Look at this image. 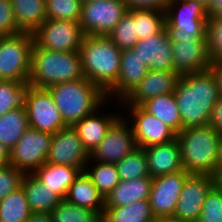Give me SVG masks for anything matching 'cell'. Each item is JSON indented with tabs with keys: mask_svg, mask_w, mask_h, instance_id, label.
<instances>
[{
	"mask_svg": "<svg viewBox=\"0 0 222 222\" xmlns=\"http://www.w3.org/2000/svg\"><path fill=\"white\" fill-rule=\"evenodd\" d=\"M148 161V170L152 178L173 174L184 170L180 147L177 139L143 148Z\"/></svg>",
	"mask_w": 222,
	"mask_h": 222,
	"instance_id": "obj_21",
	"label": "cell"
},
{
	"mask_svg": "<svg viewBox=\"0 0 222 222\" xmlns=\"http://www.w3.org/2000/svg\"><path fill=\"white\" fill-rule=\"evenodd\" d=\"M195 1L198 2L199 4H201L206 9H208L212 0H195Z\"/></svg>",
	"mask_w": 222,
	"mask_h": 222,
	"instance_id": "obj_52",
	"label": "cell"
},
{
	"mask_svg": "<svg viewBox=\"0 0 222 222\" xmlns=\"http://www.w3.org/2000/svg\"><path fill=\"white\" fill-rule=\"evenodd\" d=\"M89 153L73 126H66L52 136L47 163L67 165L84 172Z\"/></svg>",
	"mask_w": 222,
	"mask_h": 222,
	"instance_id": "obj_15",
	"label": "cell"
},
{
	"mask_svg": "<svg viewBox=\"0 0 222 222\" xmlns=\"http://www.w3.org/2000/svg\"><path fill=\"white\" fill-rule=\"evenodd\" d=\"M103 217L106 222H154L156 219L148 200L122 207H104Z\"/></svg>",
	"mask_w": 222,
	"mask_h": 222,
	"instance_id": "obj_30",
	"label": "cell"
},
{
	"mask_svg": "<svg viewBox=\"0 0 222 222\" xmlns=\"http://www.w3.org/2000/svg\"><path fill=\"white\" fill-rule=\"evenodd\" d=\"M170 0H125L128 10L154 9L165 11Z\"/></svg>",
	"mask_w": 222,
	"mask_h": 222,
	"instance_id": "obj_43",
	"label": "cell"
},
{
	"mask_svg": "<svg viewBox=\"0 0 222 222\" xmlns=\"http://www.w3.org/2000/svg\"><path fill=\"white\" fill-rule=\"evenodd\" d=\"M54 222H93L99 215L90 209L80 207L62 199L51 211Z\"/></svg>",
	"mask_w": 222,
	"mask_h": 222,
	"instance_id": "obj_37",
	"label": "cell"
},
{
	"mask_svg": "<svg viewBox=\"0 0 222 222\" xmlns=\"http://www.w3.org/2000/svg\"><path fill=\"white\" fill-rule=\"evenodd\" d=\"M52 136L29 127L10 150V164L24 173H33L46 162Z\"/></svg>",
	"mask_w": 222,
	"mask_h": 222,
	"instance_id": "obj_10",
	"label": "cell"
},
{
	"mask_svg": "<svg viewBox=\"0 0 222 222\" xmlns=\"http://www.w3.org/2000/svg\"><path fill=\"white\" fill-rule=\"evenodd\" d=\"M47 89L67 126H73L97 109L101 111L109 102L106 94L86 77L58 83Z\"/></svg>",
	"mask_w": 222,
	"mask_h": 222,
	"instance_id": "obj_4",
	"label": "cell"
},
{
	"mask_svg": "<svg viewBox=\"0 0 222 222\" xmlns=\"http://www.w3.org/2000/svg\"><path fill=\"white\" fill-rule=\"evenodd\" d=\"M23 190L32 213H51L62 198L40 182L33 173H25L22 179Z\"/></svg>",
	"mask_w": 222,
	"mask_h": 222,
	"instance_id": "obj_24",
	"label": "cell"
},
{
	"mask_svg": "<svg viewBox=\"0 0 222 222\" xmlns=\"http://www.w3.org/2000/svg\"><path fill=\"white\" fill-rule=\"evenodd\" d=\"M172 43L173 68L178 75L206 71L211 65L206 38L184 39Z\"/></svg>",
	"mask_w": 222,
	"mask_h": 222,
	"instance_id": "obj_17",
	"label": "cell"
},
{
	"mask_svg": "<svg viewBox=\"0 0 222 222\" xmlns=\"http://www.w3.org/2000/svg\"><path fill=\"white\" fill-rule=\"evenodd\" d=\"M125 0H97L82 4L80 26L85 35L108 36L127 13Z\"/></svg>",
	"mask_w": 222,
	"mask_h": 222,
	"instance_id": "obj_9",
	"label": "cell"
},
{
	"mask_svg": "<svg viewBox=\"0 0 222 222\" xmlns=\"http://www.w3.org/2000/svg\"><path fill=\"white\" fill-rule=\"evenodd\" d=\"M208 125L222 135V97L214 105Z\"/></svg>",
	"mask_w": 222,
	"mask_h": 222,
	"instance_id": "obj_44",
	"label": "cell"
},
{
	"mask_svg": "<svg viewBox=\"0 0 222 222\" xmlns=\"http://www.w3.org/2000/svg\"><path fill=\"white\" fill-rule=\"evenodd\" d=\"M132 129L138 148H146L173 141L176 133L160 119L145 111L140 105L128 106Z\"/></svg>",
	"mask_w": 222,
	"mask_h": 222,
	"instance_id": "obj_16",
	"label": "cell"
},
{
	"mask_svg": "<svg viewBox=\"0 0 222 222\" xmlns=\"http://www.w3.org/2000/svg\"><path fill=\"white\" fill-rule=\"evenodd\" d=\"M138 40L153 36L165 28L166 12L154 9H133Z\"/></svg>",
	"mask_w": 222,
	"mask_h": 222,
	"instance_id": "obj_34",
	"label": "cell"
},
{
	"mask_svg": "<svg viewBox=\"0 0 222 222\" xmlns=\"http://www.w3.org/2000/svg\"><path fill=\"white\" fill-rule=\"evenodd\" d=\"M122 115L107 130L105 137L91 151V161L117 163L132 153L137 147L131 123ZM130 124V125H129Z\"/></svg>",
	"mask_w": 222,
	"mask_h": 222,
	"instance_id": "obj_11",
	"label": "cell"
},
{
	"mask_svg": "<svg viewBox=\"0 0 222 222\" xmlns=\"http://www.w3.org/2000/svg\"><path fill=\"white\" fill-rule=\"evenodd\" d=\"M187 175L181 170L153 178L148 201L155 218L173 217Z\"/></svg>",
	"mask_w": 222,
	"mask_h": 222,
	"instance_id": "obj_14",
	"label": "cell"
},
{
	"mask_svg": "<svg viewBox=\"0 0 222 222\" xmlns=\"http://www.w3.org/2000/svg\"><path fill=\"white\" fill-rule=\"evenodd\" d=\"M24 174L11 164L0 166V201L21 187Z\"/></svg>",
	"mask_w": 222,
	"mask_h": 222,
	"instance_id": "obj_41",
	"label": "cell"
},
{
	"mask_svg": "<svg viewBox=\"0 0 222 222\" xmlns=\"http://www.w3.org/2000/svg\"><path fill=\"white\" fill-rule=\"evenodd\" d=\"M34 42L43 49L79 52L85 34L79 21L47 19L33 33Z\"/></svg>",
	"mask_w": 222,
	"mask_h": 222,
	"instance_id": "obj_8",
	"label": "cell"
},
{
	"mask_svg": "<svg viewBox=\"0 0 222 222\" xmlns=\"http://www.w3.org/2000/svg\"><path fill=\"white\" fill-rule=\"evenodd\" d=\"M133 49L149 70L174 71L172 43L166 28L153 36L140 39Z\"/></svg>",
	"mask_w": 222,
	"mask_h": 222,
	"instance_id": "obj_18",
	"label": "cell"
},
{
	"mask_svg": "<svg viewBox=\"0 0 222 222\" xmlns=\"http://www.w3.org/2000/svg\"><path fill=\"white\" fill-rule=\"evenodd\" d=\"M93 222H106L103 215H99Z\"/></svg>",
	"mask_w": 222,
	"mask_h": 222,
	"instance_id": "obj_53",
	"label": "cell"
},
{
	"mask_svg": "<svg viewBox=\"0 0 222 222\" xmlns=\"http://www.w3.org/2000/svg\"><path fill=\"white\" fill-rule=\"evenodd\" d=\"M176 139L188 174L215 176L218 173L221 135L214 128L205 125L182 129Z\"/></svg>",
	"mask_w": 222,
	"mask_h": 222,
	"instance_id": "obj_2",
	"label": "cell"
},
{
	"mask_svg": "<svg viewBox=\"0 0 222 222\" xmlns=\"http://www.w3.org/2000/svg\"><path fill=\"white\" fill-rule=\"evenodd\" d=\"M208 70L213 74L220 97H222V62H211Z\"/></svg>",
	"mask_w": 222,
	"mask_h": 222,
	"instance_id": "obj_45",
	"label": "cell"
},
{
	"mask_svg": "<svg viewBox=\"0 0 222 222\" xmlns=\"http://www.w3.org/2000/svg\"><path fill=\"white\" fill-rule=\"evenodd\" d=\"M81 10V0H46L47 19L79 21Z\"/></svg>",
	"mask_w": 222,
	"mask_h": 222,
	"instance_id": "obj_38",
	"label": "cell"
},
{
	"mask_svg": "<svg viewBox=\"0 0 222 222\" xmlns=\"http://www.w3.org/2000/svg\"><path fill=\"white\" fill-rule=\"evenodd\" d=\"M154 222H180L173 218H156Z\"/></svg>",
	"mask_w": 222,
	"mask_h": 222,
	"instance_id": "obj_51",
	"label": "cell"
},
{
	"mask_svg": "<svg viewBox=\"0 0 222 222\" xmlns=\"http://www.w3.org/2000/svg\"><path fill=\"white\" fill-rule=\"evenodd\" d=\"M84 78L79 52L46 50L35 42L31 50L28 83L39 88Z\"/></svg>",
	"mask_w": 222,
	"mask_h": 222,
	"instance_id": "obj_5",
	"label": "cell"
},
{
	"mask_svg": "<svg viewBox=\"0 0 222 222\" xmlns=\"http://www.w3.org/2000/svg\"><path fill=\"white\" fill-rule=\"evenodd\" d=\"M173 94L182 129L208 125L212 109L220 98L213 74L209 70L179 75Z\"/></svg>",
	"mask_w": 222,
	"mask_h": 222,
	"instance_id": "obj_1",
	"label": "cell"
},
{
	"mask_svg": "<svg viewBox=\"0 0 222 222\" xmlns=\"http://www.w3.org/2000/svg\"><path fill=\"white\" fill-rule=\"evenodd\" d=\"M28 128L26 108L7 112L0 116V143L11 150Z\"/></svg>",
	"mask_w": 222,
	"mask_h": 222,
	"instance_id": "obj_29",
	"label": "cell"
},
{
	"mask_svg": "<svg viewBox=\"0 0 222 222\" xmlns=\"http://www.w3.org/2000/svg\"><path fill=\"white\" fill-rule=\"evenodd\" d=\"M148 71L149 68L133 48L122 50L118 79L115 86L106 94L107 99L115 96V100L121 102L144 79Z\"/></svg>",
	"mask_w": 222,
	"mask_h": 222,
	"instance_id": "obj_20",
	"label": "cell"
},
{
	"mask_svg": "<svg viewBox=\"0 0 222 222\" xmlns=\"http://www.w3.org/2000/svg\"><path fill=\"white\" fill-rule=\"evenodd\" d=\"M79 54L84 77L107 94L118 79L121 50L108 36L85 35Z\"/></svg>",
	"mask_w": 222,
	"mask_h": 222,
	"instance_id": "obj_3",
	"label": "cell"
},
{
	"mask_svg": "<svg viewBox=\"0 0 222 222\" xmlns=\"http://www.w3.org/2000/svg\"><path fill=\"white\" fill-rule=\"evenodd\" d=\"M214 185V176L188 174L172 218L180 222H197L206 195Z\"/></svg>",
	"mask_w": 222,
	"mask_h": 222,
	"instance_id": "obj_13",
	"label": "cell"
},
{
	"mask_svg": "<svg viewBox=\"0 0 222 222\" xmlns=\"http://www.w3.org/2000/svg\"><path fill=\"white\" fill-rule=\"evenodd\" d=\"M218 172H222V135H221V141H220V158L218 163Z\"/></svg>",
	"mask_w": 222,
	"mask_h": 222,
	"instance_id": "obj_50",
	"label": "cell"
},
{
	"mask_svg": "<svg viewBox=\"0 0 222 222\" xmlns=\"http://www.w3.org/2000/svg\"><path fill=\"white\" fill-rule=\"evenodd\" d=\"M31 85L0 80V116L14 109L26 108Z\"/></svg>",
	"mask_w": 222,
	"mask_h": 222,
	"instance_id": "obj_32",
	"label": "cell"
},
{
	"mask_svg": "<svg viewBox=\"0 0 222 222\" xmlns=\"http://www.w3.org/2000/svg\"><path fill=\"white\" fill-rule=\"evenodd\" d=\"M31 214L22 186L0 201V222H25Z\"/></svg>",
	"mask_w": 222,
	"mask_h": 222,
	"instance_id": "obj_31",
	"label": "cell"
},
{
	"mask_svg": "<svg viewBox=\"0 0 222 222\" xmlns=\"http://www.w3.org/2000/svg\"><path fill=\"white\" fill-rule=\"evenodd\" d=\"M26 111L32 129L55 134L67 126L47 88L31 86Z\"/></svg>",
	"mask_w": 222,
	"mask_h": 222,
	"instance_id": "obj_12",
	"label": "cell"
},
{
	"mask_svg": "<svg viewBox=\"0 0 222 222\" xmlns=\"http://www.w3.org/2000/svg\"><path fill=\"white\" fill-rule=\"evenodd\" d=\"M179 75L174 71L149 70L138 85L121 101V106L141 105L159 95L172 94Z\"/></svg>",
	"mask_w": 222,
	"mask_h": 222,
	"instance_id": "obj_19",
	"label": "cell"
},
{
	"mask_svg": "<svg viewBox=\"0 0 222 222\" xmlns=\"http://www.w3.org/2000/svg\"><path fill=\"white\" fill-rule=\"evenodd\" d=\"M10 164V150L0 143V166Z\"/></svg>",
	"mask_w": 222,
	"mask_h": 222,
	"instance_id": "obj_48",
	"label": "cell"
},
{
	"mask_svg": "<svg viewBox=\"0 0 222 222\" xmlns=\"http://www.w3.org/2000/svg\"><path fill=\"white\" fill-rule=\"evenodd\" d=\"M215 185L222 192V172H218L215 176Z\"/></svg>",
	"mask_w": 222,
	"mask_h": 222,
	"instance_id": "obj_49",
	"label": "cell"
},
{
	"mask_svg": "<svg viewBox=\"0 0 222 222\" xmlns=\"http://www.w3.org/2000/svg\"><path fill=\"white\" fill-rule=\"evenodd\" d=\"M93 1H97V0H81L82 4L86 2H93Z\"/></svg>",
	"mask_w": 222,
	"mask_h": 222,
	"instance_id": "obj_54",
	"label": "cell"
},
{
	"mask_svg": "<svg viewBox=\"0 0 222 222\" xmlns=\"http://www.w3.org/2000/svg\"><path fill=\"white\" fill-rule=\"evenodd\" d=\"M197 222H222V192L216 185L207 193Z\"/></svg>",
	"mask_w": 222,
	"mask_h": 222,
	"instance_id": "obj_40",
	"label": "cell"
},
{
	"mask_svg": "<svg viewBox=\"0 0 222 222\" xmlns=\"http://www.w3.org/2000/svg\"><path fill=\"white\" fill-rule=\"evenodd\" d=\"M208 18H222V0H212L207 9Z\"/></svg>",
	"mask_w": 222,
	"mask_h": 222,
	"instance_id": "obj_46",
	"label": "cell"
},
{
	"mask_svg": "<svg viewBox=\"0 0 222 222\" xmlns=\"http://www.w3.org/2000/svg\"><path fill=\"white\" fill-rule=\"evenodd\" d=\"M108 37L122 51L132 49L139 41L136 34V23L133 20V10H128Z\"/></svg>",
	"mask_w": 222,
	"mask_h": 222,
	"instance_id": "obj_36",
	"label": "cell"
},
{
	"mask_svg": "<svg viewBox=\"0 0 222 222\" xmlns=\"http://www.w3.org/2000/svg\"><path fill=\"white\" fill-rule=\"evenodd\" d=\"M165 12V28L171 42L205 38L207 9L195 0H170Z\"/></svg>",
	"mask_w": 222,
	"mask_h": 222,
	"instance_id": "obj_6",
	"label": "cell"
},
{
	"mask_svg": "<svg viewBox=\"0 0 222 222\" xmlns=\"http://www.w3.org/2000/svg\"><path fill=\"white\" fill-rule=\"evenodd\" d=\"M164 124L168 125L176 134L182 130V121L174 94L159 95L144 101L140 105Z\"/></svg>",
	"mask_w": 222,
	"mask_h": 222,
	"instance_id": "obj_28",
	"label": "cell"
},
{
	"mask_svg": "<svg viewBox=\"0 0 222 222\" xmlns=\"http://www.w3.org/2000/svg\"><path fill=\"white\" fill-rule=\"evenodd\" d=\"M152 180L150 176L120 181L105 197V207H122L135 201L148 200Z\"/></svg>",
	"mask_w": 222,
	"mask_h": 222,
	"instance_id": "obj_23",
	"label": "cell"
},
{
	"mask_svg": "<svg viewBox=\"0 0 222 222\" xmlns=\"http://www.w3.org/2000/svg\"><path fill=\"white\" fill-rule=\"evenodd\" d=\"M21 33L18 29L11 0H0V36Z\"/></svg>",
	"mask_w": 222,
	"mask_h": 222,
	"instance_id": "obj_42",
	"label": "cell"
},
{
	"mask_svg": "<svg viewBox=\"0 0 222 222\" xmlns=\"http://www.w3.org/2000/svg\"><path fill=\"white\" fill-rule=\"evenodd\" d=\"M120 181L141 177H150L148 161L143 148H136L132 153L115 163Z\"/></svg>",
	"mask_w": 222,
	"mask_h": 222,
	"instance_id": "obj_35",
	"label": "cell"
},
{
	"mask_svg": "<svg viewBox=\"0 0 222 222\" xmlns=\"http://www.w3.org/2000/svg\"><path fill=\"white\" fill-rule=\"evenodd\" d=\"M82 171L67 165L45 162L37 168L33 174L40 182L51 190H54L62 199H65L70 185Z\"/></svg>",
	"mask_w": 222,
	"mask_h": 222,
	"instance_id": "obj_26",
	"label": "cell"
},
{
	"mask_svg": "<svg viewBox=\"0 0 222 222\" xmlns=\"http://www.w3.org/2000/svg\"><path fill=\"white\" fill-rule=\"evenodd\" d=\"M33 44L32 33L0 36V80L28 82Z\"/></svg>",
	"mask_w": 222,
	"mask_h": 222,
	"instance_id": "obj_7",
	"label": "cell"
},
{
	"mask_svg": "<svg viewBox=\"0 0 222 222\" xmlns=\"http://www.w3.org/2000/svg\"><path fill=\"white\" fill-rule=\"evenodd\" d=\"M98 110L99 109L80 121H77L73 125V128L83 143L84 148L89 154L105 137L107 130L111 127V125L120 117L119 114L113 115L112 113H105L103 115V113Z\"/></svg>",
	"mask_w": 222,
	"mask_h": 222,
	"instance_id": "obj_22",
	"label": "cell"
},
{
	"mask_svg": "<svg viewBox=\"0 0 222 222\" xmlns=\"http://www.w3.org/2000/svg\"><path fill=\"white\" fill-rule=\"evenodd\" d=\"M89 163V164H88ZM90 165V158L85 166L84 172L91 179L97 190L105 198L112 189L120 182L119 174L114 163L95 162Z\"/></svg>",
	"mask_w": 222,
	"mask_h": 222,
	"instance_id": "obj_33",
	"label": "cell"
},
{
	"mask_svg": "<svg viewBox=\"0 0 222 222\" xmlns=\"http://www.w3.org/2000/svg\"><path fill=\"white\" fill-rule=\"evenodd\" d=\"M11 4L21 32L33 34L47 20L46 0H11Z\"/></svg>",
	"mask_w": 222,
	"mask_h": 222,
	"instance_id": "obj_27",
	"label": "cell"
},
{
	"mask_svg": "<svg viewBox=\"0 0 222 222\" xmlns=\"http://www.w3.org/2000/svg\"><path fill=\"white\" fill-rule=\"evenodd\" d=\"M25 222H54L51 213H32Z\"/></svg>",
	"mask_w": 222,
	"mask_h": 222,
	"instance_id": "obj_47",
	"label": "cell"
},
{
	"mask_svg": "<svg viewBox=\"0 0 222 222\" xmlns=\"http://www.w3.org/2000/svg\"><path fill=\"white\" fill-rule=\"evenodd\" d=\"M65 199L74 205L93 210L98 215H103L105 198L85 172H81L70 185Z\"/></svg>",
	"mask_w": 222,
	"mask_h": 222,
	"instance_id": "obj_25",
	"label": "cell"
},
{
	"mask_svg": "<svg viewBox=\"0 0 222 222\" xmlns=\"http://www.w3.org/2000/svg\"><path fill=\"white\" fill-rule=\"evenodd\" d=\"M205 38L211 62H222V18H208Z\"/></svg>",
	"mask_w": 222,
	"mask_h": 222,
	"instance_id": "obj_39",
	"label": "cell"
}]
</instances>
